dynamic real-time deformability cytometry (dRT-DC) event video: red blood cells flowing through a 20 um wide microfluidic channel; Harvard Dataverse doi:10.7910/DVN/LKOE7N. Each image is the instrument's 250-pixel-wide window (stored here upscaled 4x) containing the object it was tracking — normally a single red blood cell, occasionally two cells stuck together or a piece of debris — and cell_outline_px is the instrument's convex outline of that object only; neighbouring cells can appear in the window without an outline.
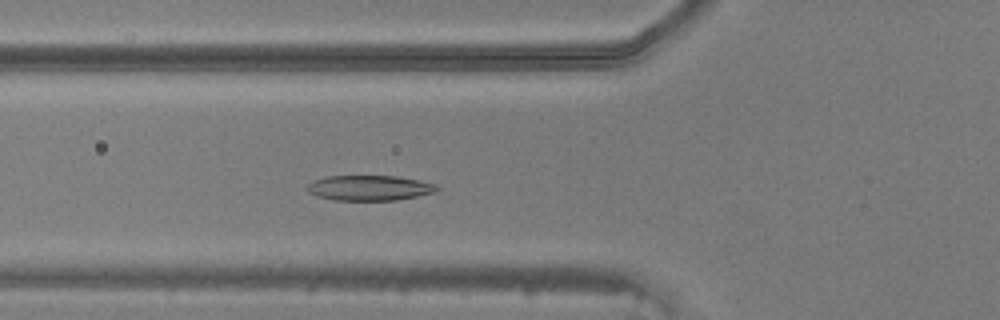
{"species": "common noctule bat (a hibernating species)", "species_latin": "Nyctalus noctula", "temperature_condition": "warm", "stored_images_in_passage": 45, "camera_frame_rate_fps": 3000, "um_per_image_px": 0.085, "animal": {"sex": "male", "body_mass_g": 20.5, "forearm_length_mm": 52.5}, "frame": {"image": 1, "passage_image": 14, "time_ms": 4.333, "image_size_px": [1000, 320], "cell_outline_px": [[440, 188], [436, 192], [396, 200], [336, 200], [316, 196], [308, 192], [308, 184], [324, 176], [396, 176], [420, 180], [436, 184]], "centroid_in_image_um": [31.43, 15.97], "position_along_channel_um": 94.4, "area_um2": 19.02}}
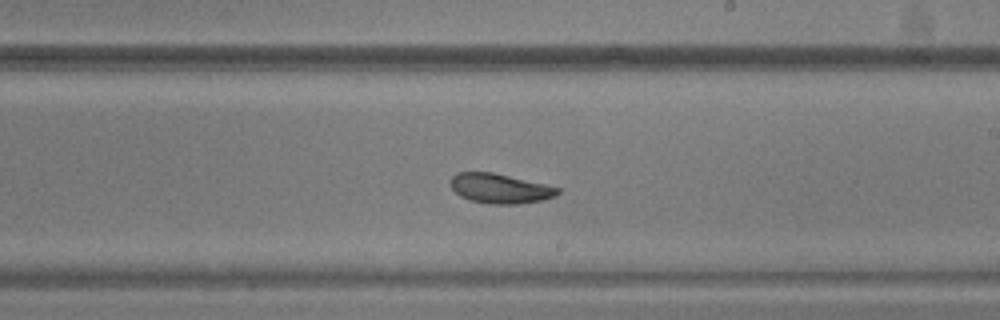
{"frame": {"image": 2, "passage_image": 25, "time_ms": 8.0, "image_size_px": [1000, 320], "cell_outline_px": [[560, 192], [556, 196], [544, 200], [516, 204], [488, 204], [472, 200], [460, 196], [448, 184], [448, 180], [456, 172], [492, 172], [544, 184], [560, 188]], "centroid_in_image_um": [42.47, 16.02], "position_along_channel_um": 246.5, "area_um2": 18.61}}
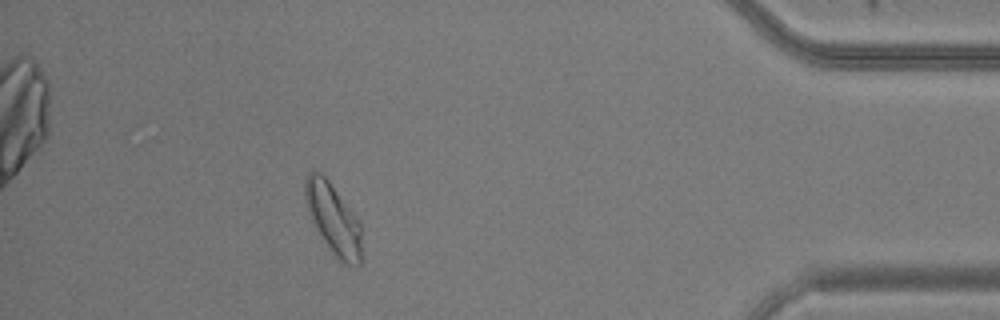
{"frame": {"image": 3, "passage_image": 40, "time_ms": 13.0, "image_size_px": [1000, 320], "cell_outline_px": [[360, 264], [344, 264], [336, 260], [316, 228], [308, 212], [304, 200], [304, 184], [308, 172], [324, 172], [352, 212], [360, 224]], "centroid_in_image_um": [28.28, 18.56], "position_along_channel_um": 406.9, "area_um2": 23.12}}